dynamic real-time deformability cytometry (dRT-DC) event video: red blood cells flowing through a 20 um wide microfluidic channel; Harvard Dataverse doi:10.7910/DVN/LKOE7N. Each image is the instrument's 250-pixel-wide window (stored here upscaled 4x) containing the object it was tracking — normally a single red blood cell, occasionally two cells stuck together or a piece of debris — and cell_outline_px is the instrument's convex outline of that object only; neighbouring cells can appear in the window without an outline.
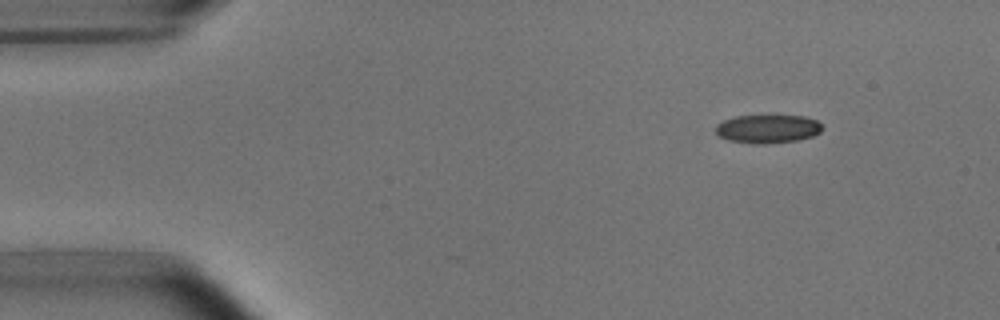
{"species": "common noctule bat (a hibernating species)", "species_latin": "Nyctalus noctula", "temperature_condition": "room temperature", "stored_images_in_passage": 2, "camera_frame_rate_fps": 3000, "um_per_image_px": 0.085, "animal": {"sex": "male", "body_mass_g": 15.6}, "frame": {"image": 1, "passage_image": 2, "time_ms": 1.0, "image_size_px": [1000, 320], "cell_outline_px": [[820, 132], [812, 136], [796, 140], [768, 144], [752, 144], [728, 140], [716, 136], [716, 124], [724, 120], [736, 116], [804, 116], [816, 120], [820, 124]], "centroid_in_image_um": [65.19, 10.96], "position_along_channel_um": 19.8, "area_um2": 17.63}}